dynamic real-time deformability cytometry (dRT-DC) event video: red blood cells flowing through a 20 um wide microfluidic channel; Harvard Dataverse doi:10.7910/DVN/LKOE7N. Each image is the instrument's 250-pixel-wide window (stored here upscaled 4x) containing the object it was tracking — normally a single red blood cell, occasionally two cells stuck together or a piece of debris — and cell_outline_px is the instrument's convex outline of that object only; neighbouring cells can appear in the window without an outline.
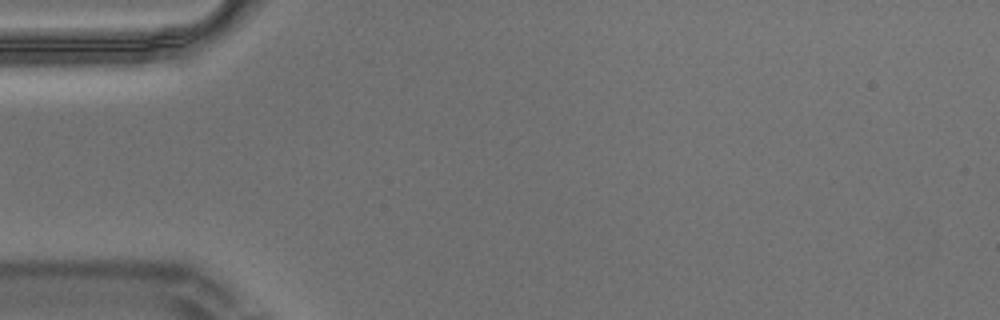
{"species": "Egyptian fruit bat (a non-hibernating species)", "species_latin": "Rousettus aegyptiacus", "temperature_condition": "warm", "stored_images_in_passage": 6, "camera_frame_rate_fps": 3000, "um_per_image_px": 0.085, "animal": {"sex": "male"}, "frame": {"image": 1, "passage_image": 1, "time_ms": 0.0, "image_size_px": [1000, 320], "cell_outline_px": [[220, 32], [144, 72], [128, 72], [120, 68], [132, 36], [136, 32], [216, 24]], "centroid_in_image_um": [13.83, 3.89], "position_along_channel_um": 71.2, "area_um2": 18.44}}